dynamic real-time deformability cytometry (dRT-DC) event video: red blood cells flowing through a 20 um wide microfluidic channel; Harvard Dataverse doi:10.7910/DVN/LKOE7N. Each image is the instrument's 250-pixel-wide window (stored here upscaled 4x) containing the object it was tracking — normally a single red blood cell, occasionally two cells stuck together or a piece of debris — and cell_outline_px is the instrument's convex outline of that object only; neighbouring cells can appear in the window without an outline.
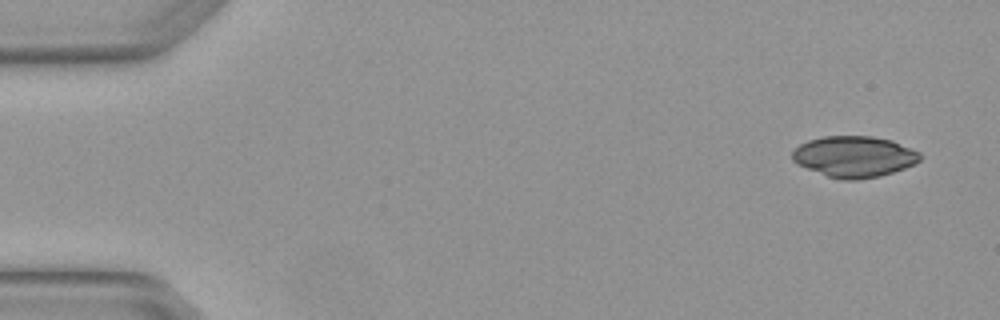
{"species": "Egyptian fruit bat (a non-hibernating species)", "species_latin": "Rousettus aegyptiacus", "temperature_condition": "warm", "stored_images_in_passage": 4, "camera_frame_rate_fps": 3000, "um_per_image_px": 0.085, "animal": {"sex": "female"}, "frame": {"image": 1, "passage_image": 1, "time_ms": 0.0, "image_size_px": [1000, 320], "cell_outline_px": [[920, 160], [904, 168], [880, 176], [856, 180], [844, 180], [828, 176], [796, 164], [792, 160], [792, 152], [800, 144], [808, 140], [824, 136], [872, 136], [892, 140], [920, 152]], "centroid_in_image_um": [72.59, 13.3], "position_along_channel_um": 12.4, "area_um2": 30.46}}
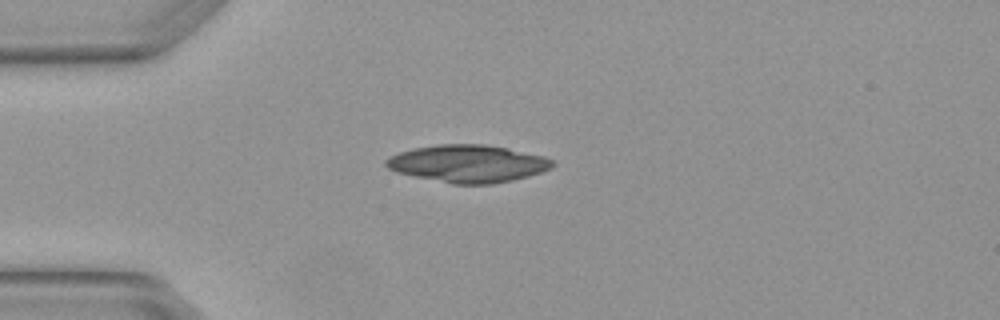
{"frame": {"image": 2, "passage_image": 3, "time_ms": 0.667, "image_size_px": [1000, 320], "cell_outline_px": [[556, 164], [552, 168], [528, 176], [512, 180], [492, 184], [452, 184], [396, 172], [388, 168], [384, 164], [384, 160], [400, 152], [412, 148], [440, 144], [484, 144], [508, 148], [544, 156], [552, 160]], "centroid_in_image_um": [39.78, 13.9], "position_along_channel_um": 45.2, "area_um2": 36.3}}